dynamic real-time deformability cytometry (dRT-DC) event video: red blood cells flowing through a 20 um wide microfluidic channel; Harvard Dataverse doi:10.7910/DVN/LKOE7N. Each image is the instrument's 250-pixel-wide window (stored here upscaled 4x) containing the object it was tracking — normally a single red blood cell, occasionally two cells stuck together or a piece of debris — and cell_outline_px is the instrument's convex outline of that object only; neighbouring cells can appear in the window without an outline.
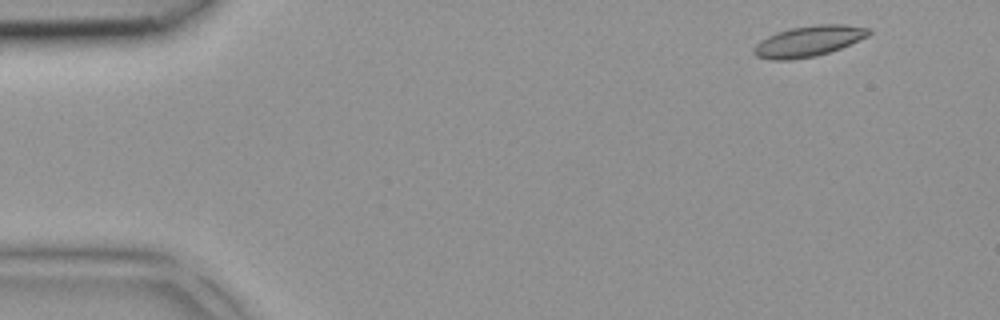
{"species": "common noctule bat (a hibernating species)", "species_latin": "Nyctalus noctula", "temperature_condition": "room temperature", "stored_images_in_passage": 2, "camera_frame_rate_fps": 3000, "um_per_image_px": 0.085, "animal": {"sex": "female", "body_mass_g": 18.4}, "frame": {"image": 1, "passage_image": 2, "time_ms": 0.333, "image_size_px": [1000, 320], "cell_outline_px": [[872, 32], [868, 36], [840, 48], [816, 56], [792, 60], [772, 60], [756, 56], [752, 52], [752, 48], [760, 40], [776, 32], [788, 28], [816, 24], [844, 24], [872, 28]], "centroid_in_image_um": [68.71, 3.49], "position_along_channel_um": 16.3, "area_um2": 20.81}}